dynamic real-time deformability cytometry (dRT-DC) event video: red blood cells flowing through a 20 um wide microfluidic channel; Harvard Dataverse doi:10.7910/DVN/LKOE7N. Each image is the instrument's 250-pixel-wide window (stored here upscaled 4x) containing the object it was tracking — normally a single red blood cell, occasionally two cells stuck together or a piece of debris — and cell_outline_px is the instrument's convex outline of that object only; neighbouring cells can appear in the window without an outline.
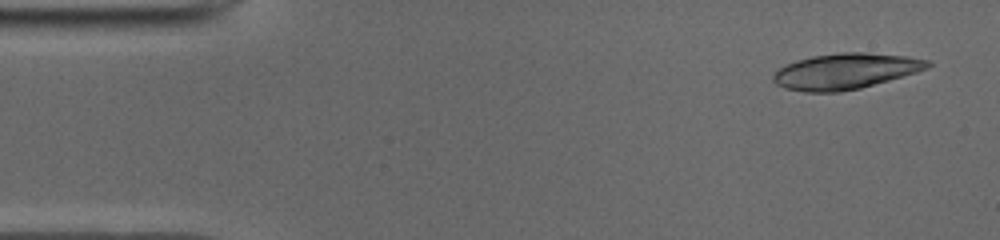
{"species": "common noctule bat (a hibernating species)", "species_latin": "Nyctalus noctula", "temperature_condition": "cold", "stored_images_in_passage": 48, "camera_frame_rate_fps": 3000, "um_per_image_px": 0.085, "animal": {"sex": "male", "body_mass_g": 19.0, "forearm_length_mm": 50.8}, "frame": {"image": 1, "passage_image": 2, "time_ms": 0.333, "image_size_px": [1000, 240], "cell_outline_px": [[932, 64], [928, 68], [916, 72], [860, 88], [840, 92], [804, 92], [784, 88], [776, 84], [772, 80], [772, 76], [780, 68], [796, 60], [812, 56], [840, 52], [868, 52], [908, 56], [928, 60]], "centroid_in_image_um": [71.86, 6.05], "position_along_channel_um": 13.1, "area_um2": 32.14}}
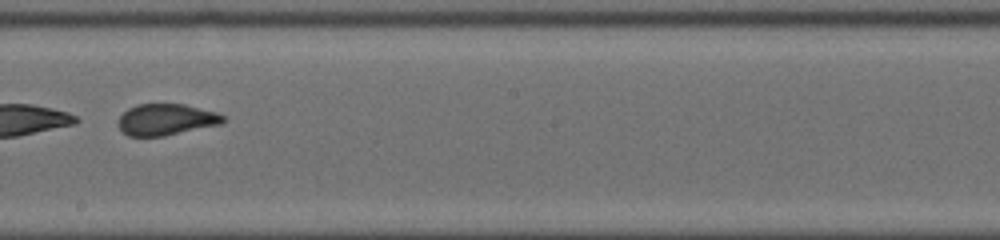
{"frame": {"image": 2, "passage_image": 27, "time_ms": 8.667, "image_size_px": [1000, 240], "cell_outline_px": [[228, 120], [224, 124], [164, 136], [128, 136], [116, 124], [120, 116], [128, 108], [136, 104], [184, 104], [216, 112], [224, 116]], "centroid_in_image_um": [14.15, 10.16], "position_along_channel_um": 234.0, "area_um2": 19.42}}
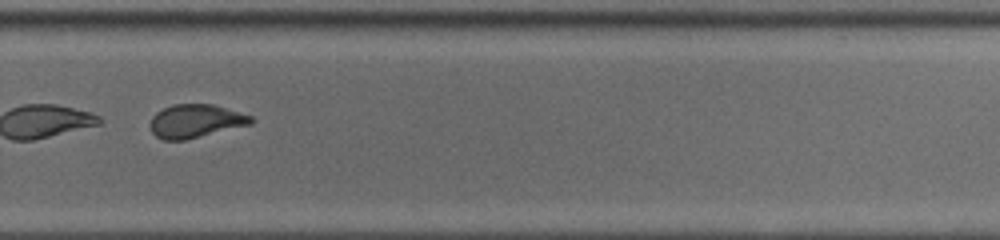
{"frame": {"image": 3, "passage_image": 33, "time_ms": 10.667, "image_size_px": [1000, 240], "cell_outline_px": [[256, 120], [252, 124], [184, 140], [164, 140], [156, 136], [152, 132], [148, 124], [152, 116], [156, 112], [172, 104], [212, 104], [252, 116]], "centroid_in_image_um": [16.6, 10.29], "position_along_channel_um": 313.2, "area_um2": 19.65}}